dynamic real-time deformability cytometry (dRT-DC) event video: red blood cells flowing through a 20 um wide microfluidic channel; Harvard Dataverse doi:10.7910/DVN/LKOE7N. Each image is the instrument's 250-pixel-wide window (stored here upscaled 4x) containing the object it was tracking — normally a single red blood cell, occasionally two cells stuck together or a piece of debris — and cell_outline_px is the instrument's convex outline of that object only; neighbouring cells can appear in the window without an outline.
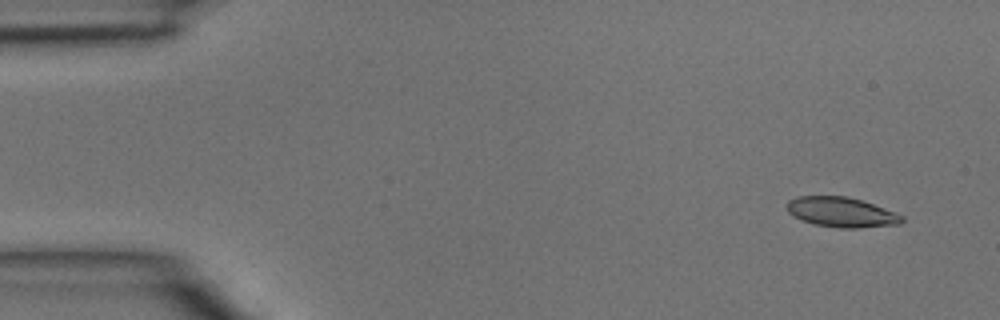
{"species": "common noctule bat (a hibernating species)", "species_latin": "Nyctalus noctula", "temperature_condition": "room temperature", "stored_images_in_passage": 3, "segment_of_instrument_passage": [2, 2], "camera_frame_rate_fps": 3000, "um_per_image_px": 0.085, "animal": {"sex": "male", "body_mass_g": 15.6}, "frame": {"image": 1, "passage_image": 3, "time_ms": 0.667, "image_size_px": [1000, 320], "cell_outline_px": [[904, 220], [900, 224], [860, 228], [840, 228], [816, 224], [800, 220], [792, 216], [788, 212], [788, 200], [796, 196], [848, 196], [896, 212], [904, 216]], "centroid_in_image_um": [71.52, 18.04], "position_along_channel_um": 13.5, "area_um2": 20.11}}